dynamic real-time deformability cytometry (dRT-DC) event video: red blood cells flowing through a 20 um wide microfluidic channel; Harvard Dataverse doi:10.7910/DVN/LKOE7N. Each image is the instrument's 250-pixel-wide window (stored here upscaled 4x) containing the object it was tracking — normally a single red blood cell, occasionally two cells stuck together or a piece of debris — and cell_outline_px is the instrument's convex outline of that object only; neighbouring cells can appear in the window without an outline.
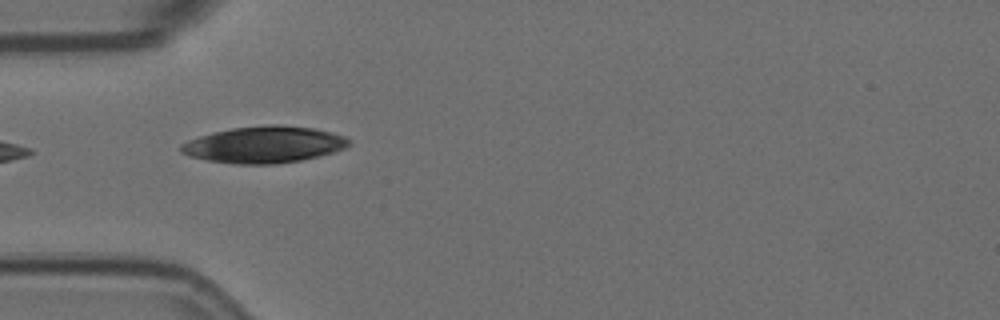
{"species": "Egyptian fruit bat (a non-hibernating species)", "species_latin": "Rousettus aegyptiacus", "temperature_condition": "room temperature", "stored_images_in_passage": 6, "camera_frame_rate_fps": 3000, "um_per_image_px": 0.085, "animal": {"sex": "female"}, "frame": {"image": 1, "passage_image": 5, "time_ms": 1.333, "image_size_px": [1000, 320], "cell_outline_px": [[352, 144], [344, 148], [332, 152], [300, 160], [272, 164], [236, 164], [208, 160], [188, 156], [180, 152], [180, 144], [188, 140], [212, 132], [232, 128], [268, 124], [280, 124], [316, 128], [332, 132], [344, 136], [352, 140]], "centroid_in_image_um": [22.45, 12.27], "position_along_channel_um": 62.5, "area_um2": 35.95}}
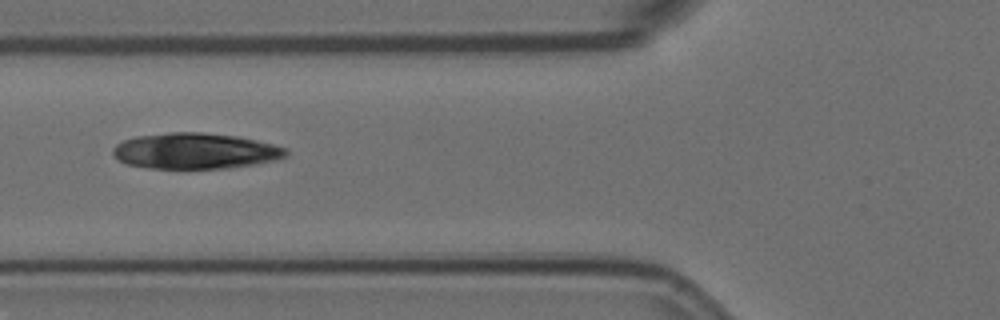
{"frame": {"image": 2, "passage_image": 6, "time_ms": 1.667, "image_size_px": [1000, 320], "cell_outline_px": [[288, 156], [256, 164], [228, 168], [148, 168], [128, 164], [120, 160], [112, 152], [112, 148], [116, 144], [124, 140], [136, 136], [168, 132], [200, 132], [240, 136], [288, 148]], "centroid_in_image_um": [16.61, 12.82], "position_along_channel_um": 109.2, "area_um2": 36.18}}